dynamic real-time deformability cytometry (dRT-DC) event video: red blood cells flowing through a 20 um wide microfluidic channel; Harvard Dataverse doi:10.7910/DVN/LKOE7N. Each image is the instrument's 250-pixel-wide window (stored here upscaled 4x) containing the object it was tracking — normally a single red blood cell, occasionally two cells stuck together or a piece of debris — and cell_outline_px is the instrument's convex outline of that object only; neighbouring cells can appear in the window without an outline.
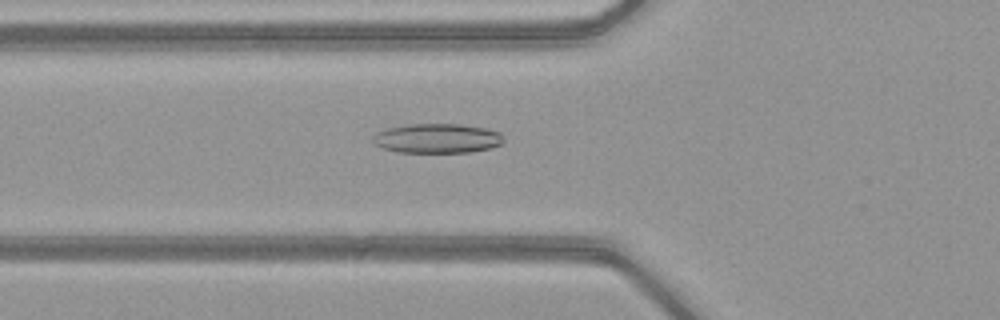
{"species": "common noctule bat (a hibernating species)", "species_latin": "Nyctalus noctula", "temperature_condition": "warm", "stored_images_in_passage": 43, "camera_frame_rate_fps": 3000, "um_per_image_px": 0.085, "animal": {"sex": "female", "body_mass_g": 21.9}, "frame": {"image": 1, "passage_image": 11, "time_ms": 3.333, "image_size_px": [1000, 320], "cell_outline_px": [[504, 140], [500, 144], [492, 148], [468, 152], [396, 152], [372, 144], [372, 136], [376, 132], [388, 128], [408, 124], [460, 124], [484, 128], [500, 132]], "centroid_in_image_um": [37.13, 11.76], "position_along_channel_um": 88.7, "area_um2": 22.54}}
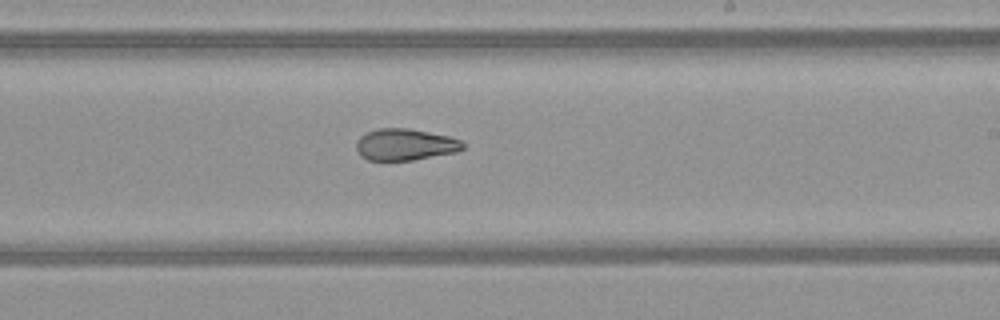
{"frame": {"image": 2, "passage_image": 23, "time_ms": 7.333, "image_size_px": [1000, 320], "cell_outline_px": [[464, 148], [456, 152], [412, 160], [368, 160], [360, 156], [356, 148], [356, 140], [360, 136], [368, 132], [380, 128], [408, 128], [448, 136], [460, 140], [464, 144]], "centroid_in_image_um": [34.41, 12.29], "position_along_channel_um": 254.6, "area_um2": 19.54}}
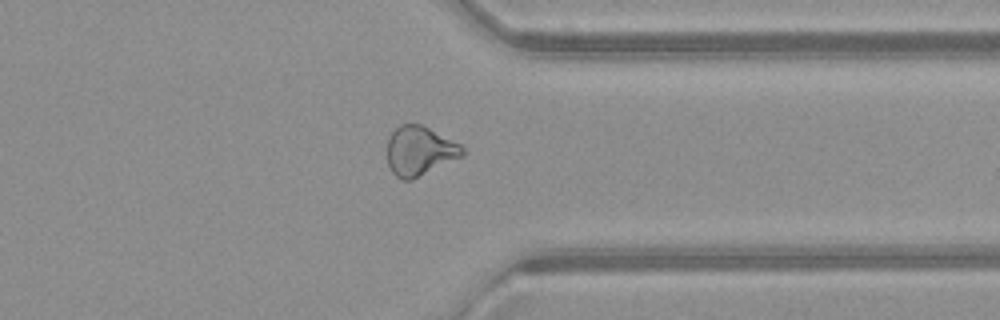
{"frame": {"image": 3, "passage_image": 32, "time_ms": 10.333, "image_size_px": [1000, 320], "cell_outline_px": [[468, 152], [464, 156], [412, 180], [400, 180], [392, 172], [388, 164], [388, 136], [400, 124], [420, 124], [460, 144]], "centroid_in_image_um": [35.69, 12.85], "position_along_channel_um": 375.7, "area_um2": 21.73}, "authors_computed_cell_mechanics": {"area_um2": 21.7328, "velocity_mm_per_s": 4.1201, "shape_relaxation_time_tau1_ms": null, "shape_relaxation_time_tau2_ms": 2.8542, "deformation_change_tau1": null, "deformation_change_tau2": 0.0956}}